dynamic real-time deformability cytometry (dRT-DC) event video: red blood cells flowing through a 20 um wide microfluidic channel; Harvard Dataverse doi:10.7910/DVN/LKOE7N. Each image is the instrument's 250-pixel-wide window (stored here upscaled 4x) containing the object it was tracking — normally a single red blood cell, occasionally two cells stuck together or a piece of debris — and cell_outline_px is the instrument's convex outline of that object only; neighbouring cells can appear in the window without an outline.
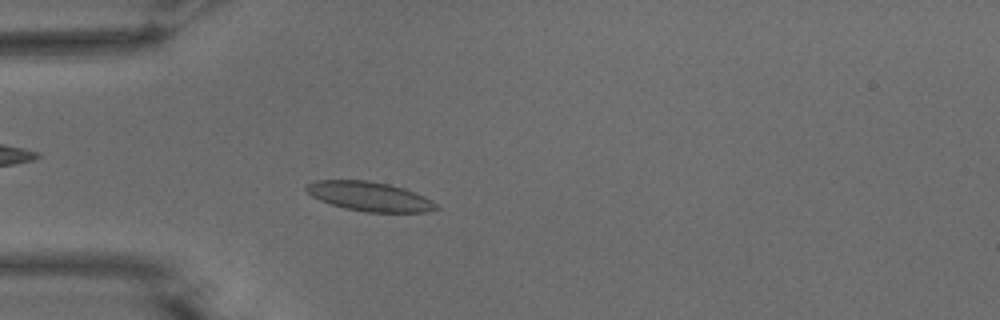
{"species": "common noctule bat (a hibernating species)", "species_latin": "Nyctalus noctula", "temperature_condition": "warm", "stored_images_in_passage": 53, "camera_frame_rate_fps": 3000, "um_per_image_px": 0.085, "animal": {"sex": "male", "body_mass_g": 15.6}, "frame": {"image": 1, "passage_image": 15, "time_ms": 4.667, "image_size_px": [1000, 320], "cell_outline_px": [[440, 208], [428, 212], [368, 212], [344, 208], [320, 200], [312, 196], [304, 188], [308, 184], [316, 180], [368, 180], [388, 184], [404, 188], [416, 192], [424, 196], [436, 204]], "centroid_in_image_um": [31.43, 16.69], "position_along_channel_um": 53.6, "area_um2": 22.14}}
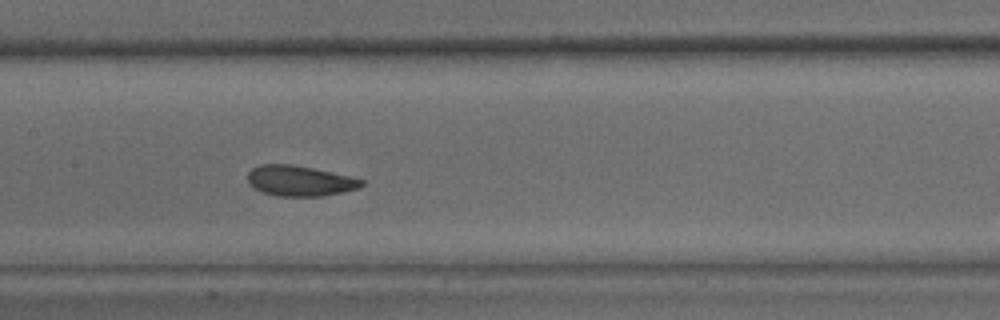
{"frame": {"image": 2, "passage_image": 26, "time_ms": 8.333, "image_size_px": [1000, 320], "cell_outline_px": [[364, 184], [360, 188], [324, 196], [280, 196], [264, 192], [248, 184], [248, 172], [252, 168], [260, 164], [292, 164], [352, 176], [364, 180]], "centroid_in_image_um": [25.51, 15.36], "position_along_channel_um": 181.9, "area_um2": 20.23}}
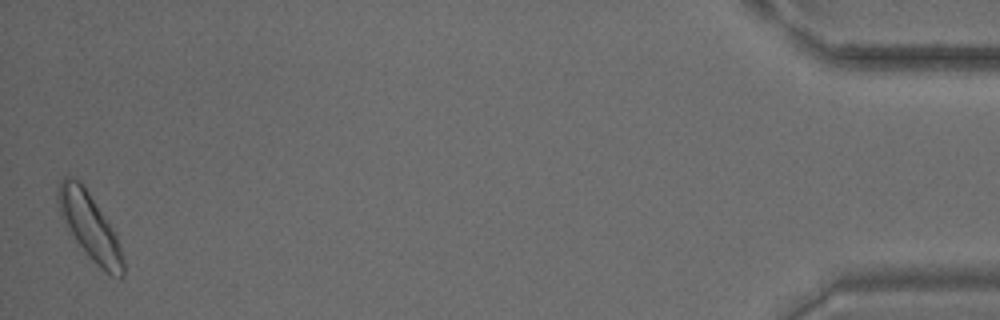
{"frame": {"image": 3, "passage_image": 53, "time_ms": 17.333, "image_size_px": [1000, 320], "cell_outline_px": [[124, 276], [120, 280], [112, 276], [100, 268], [88, 256], [68, 232], [60, 212], [56, 200], [56, 196], [60, 180], [64, 176], [72, 176], [80, 180], [84, 184], [112, 228], [116, 236], [124, 260]], "centroid_in_image_um": [7.6, 19.23], "position_along_channel_um": 427.6, "area_um2": 25.43}, "authors_computed_cell_mechanics": {"area_um2": 21.0392, "velocity_mm_per_s": 3.7181, "shape_relaxation_time_tau1_ms": 3.168, "shape_relaxation_time_tau2_ms": 2.0592, "deformation_change_tau1": 0.0963, "deformation_change_tau2": 0.0742}}